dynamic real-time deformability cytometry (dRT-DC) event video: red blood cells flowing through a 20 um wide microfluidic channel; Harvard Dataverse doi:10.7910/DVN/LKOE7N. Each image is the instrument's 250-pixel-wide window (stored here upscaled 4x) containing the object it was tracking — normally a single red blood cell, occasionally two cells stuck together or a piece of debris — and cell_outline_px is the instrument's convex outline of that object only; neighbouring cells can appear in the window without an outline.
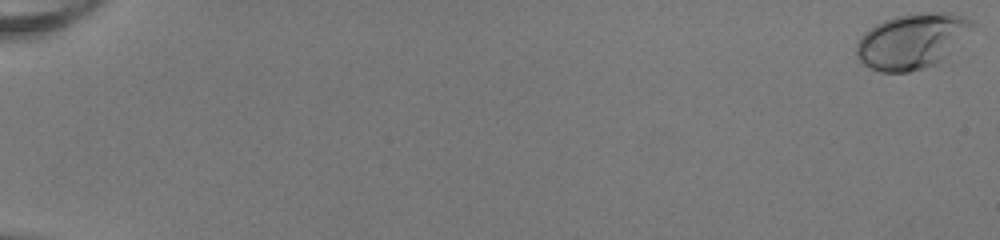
{"species": "human", "species_latin": "Homo sapiens", "temperature_condition": "room temperature", "stored_images_in_passage": 11, "camera_frame_rate_fps": 3000, "um_per_image_px": 0.085, "donor": {"sex": "female"}, "frame": {"image": 1, "passage_image": 1, "time_ms": 0.0, "image_size_px": [1000, 240], "cell_outline_px": [[976, 28], [940, 64], [908, 72], [880, 72], [864, 64], [856, 56], [856, 44], [860, 36], [864, 32], [876, 24], [884, 20], [896, 16], [916, 12], [952, 12], [964, 16], [972, 20]], "centroid_in_image_um": [77.58, 3.48], "position_along_channel_um": 7.4, "area_um2": 38.09}}